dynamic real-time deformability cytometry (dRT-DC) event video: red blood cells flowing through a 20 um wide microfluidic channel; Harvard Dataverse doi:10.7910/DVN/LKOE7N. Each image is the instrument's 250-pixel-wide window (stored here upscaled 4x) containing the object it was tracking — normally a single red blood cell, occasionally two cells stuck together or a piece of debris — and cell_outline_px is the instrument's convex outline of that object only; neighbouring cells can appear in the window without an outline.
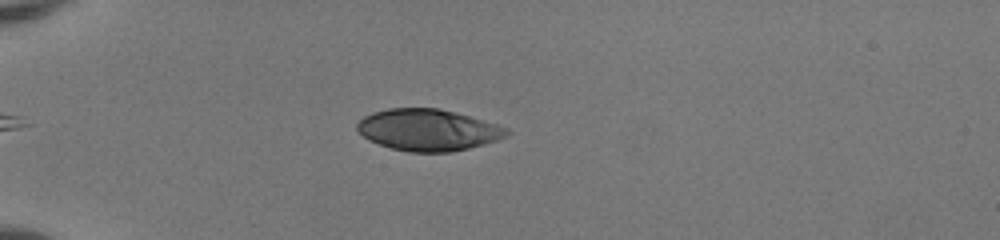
{"species": "human", "species_latin": "Homo sapiens", "temperature_condition": "room temperature", "stored_images_in_passage": 47, "camera_frame_rate_fps": 3000, "um_per_image_px": 0.085, "donor": {"sex": "female"}, "frame": {"image": 1, "passage_image": 11, "time_ms": 3.333, "image_size_px": [1000, 240], "cell_outline_px": [[512, 132], [508, 136], [484, 144], [452, 152], [408, 152], [392, 148], [368, 140], [356, 128], [356, 124], [364, 116], [372, 112], [388, 108], [436, 108], [456, 112], [496, 124], [508, 128]], "centroid_in_image_um": [36.39, 11.04], "position_along_channel_um": 48.6, "area_um2": 36.24}}
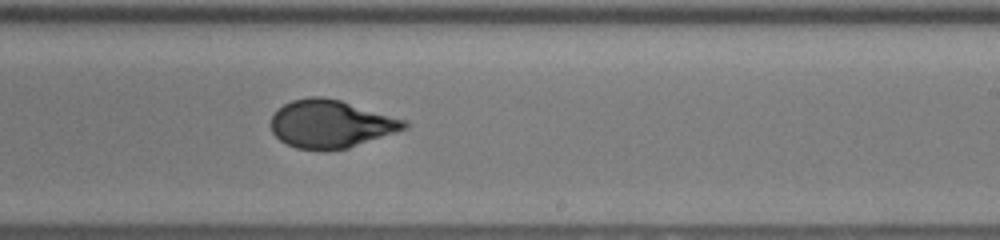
{"frame": {"image": 2, "passage_image": 29, "time_ms": 9.333, "image_size_px": [1000, 240], "cell_outline_px": [[408, 128], [348, 148], [328, 152], [296, 148], [280, 140], [272, 132], [272, 116], [284, 104], [292, 100], [308, 96], [324, 96], [340, 100], [408, 120]], "centroid_in_image_um": [28.14, 10.54], "position_along_channel_um": 260.9, "area_um2": 37.45}}
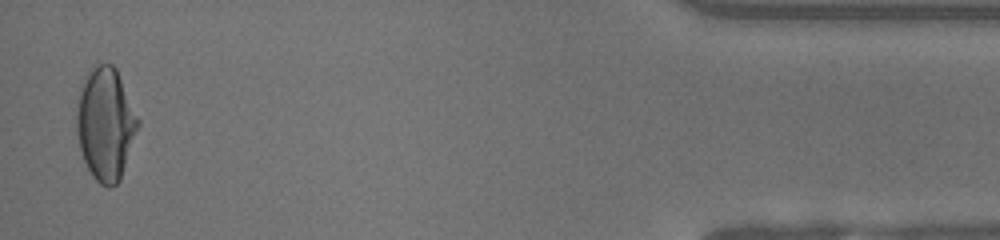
{"frame": {"image": 3, "passage_image": 46, "time_ms": 15.0, "image_size_px": [1000, 240], "cell_outline_px": [[140, 124], [120, 180], [112, 188], [108, 188], [100, 184], [92, 176], [84, 160], [80, 148], [76, 132], [76, 112], [80, 88], [84, 76], [96, 64], [112, 64], [116, 68], [140, 120]], "centroid_in_image_um": [8.97, 10.54], "position_along_channel_um": 426.2, "area_um2": 40.46}, "authors_computed_cell_mechanics": {"area_um2": 37.3966, "velocity_mm_per_s": 4.1091, "shape_relaxation_time_tau1_ms": 7.8911, "shape_relaxation_time_tau2_ms": null, "deformation_change_tau1": 0.2933, "deformation_change_tau2": null}}